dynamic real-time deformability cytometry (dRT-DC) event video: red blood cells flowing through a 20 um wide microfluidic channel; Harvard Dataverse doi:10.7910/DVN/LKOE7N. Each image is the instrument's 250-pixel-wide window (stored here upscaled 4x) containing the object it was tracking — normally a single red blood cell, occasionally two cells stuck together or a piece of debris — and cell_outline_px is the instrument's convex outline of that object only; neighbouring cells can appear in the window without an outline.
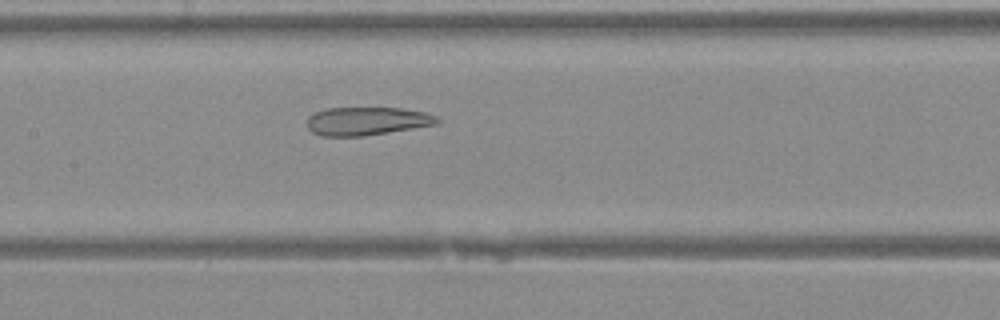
{"species": "Egyptian fruit bat (a non-hibernating species)", "species_latin": "Rousettus aegyptiacus", "temperature_condition": "warm", "stored_images_in_passage": 33, "camera_frame_rate_fps": 3000, "um_per_image_px": 0.085, "animal": {"sex": "female"}, "frame": {"image": 1, "passage_image": 12, "time_ms": 3.667, "image_size_px": [1000, 320], "cell_outline_px": [[440, 120], [436, 124], [364, 136], [320, 136], [312, 132], [308, 128], [308, 116], [324, 108], [400, 108], [424, 112], [436, 116]], "centroid_in_image_um": [31.15, 10.29], "position_along_channel_um": 176.3, "area_um2": 21.27}}
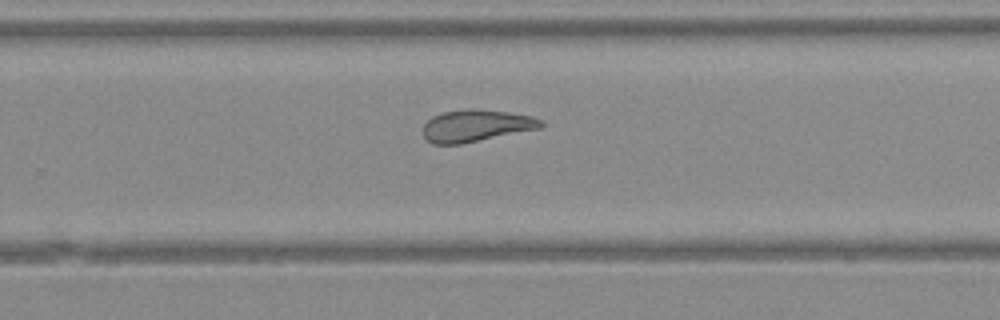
{"frame": {"image": 2, "passage_image": 19, "time_ms": 6.0, "image_size_px": [1000, 320], "cell_outline_px": [[544, 124], [540, 128], [460, 144], [432, 144], [424, 136], [424, 124], [432, 116], [444, 112], [468, 108], [508, 112], [532, 116], [544, 120]], "centroid_in_image_um": [40.48, 10.68], "position_along_channel_um": 289.3, "area_um2": 21.79}}
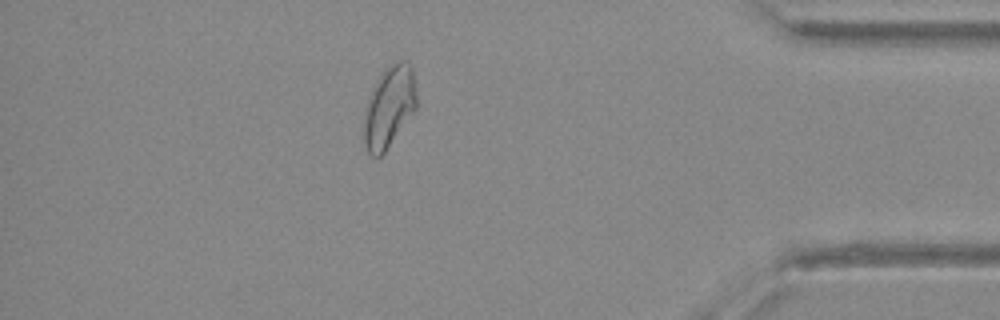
{"frame": {"image": 3, "passage_image": 28, "time_ms": 9.0, "image_size_px": [1000, 320], "cell_outline_px": [[416, 108], [384, 152], [380, 156], [372, 156], [368, 152], [364, 144], [364, 120], [372, 88], [376, 80], [384, 68], [400, 60], [408, 60], [412, 68], [416, 92]], "centroid_in_image_um": [33.08, 9.05], "position_along_channel_um": 402.1, "area_um2": 24.51}}